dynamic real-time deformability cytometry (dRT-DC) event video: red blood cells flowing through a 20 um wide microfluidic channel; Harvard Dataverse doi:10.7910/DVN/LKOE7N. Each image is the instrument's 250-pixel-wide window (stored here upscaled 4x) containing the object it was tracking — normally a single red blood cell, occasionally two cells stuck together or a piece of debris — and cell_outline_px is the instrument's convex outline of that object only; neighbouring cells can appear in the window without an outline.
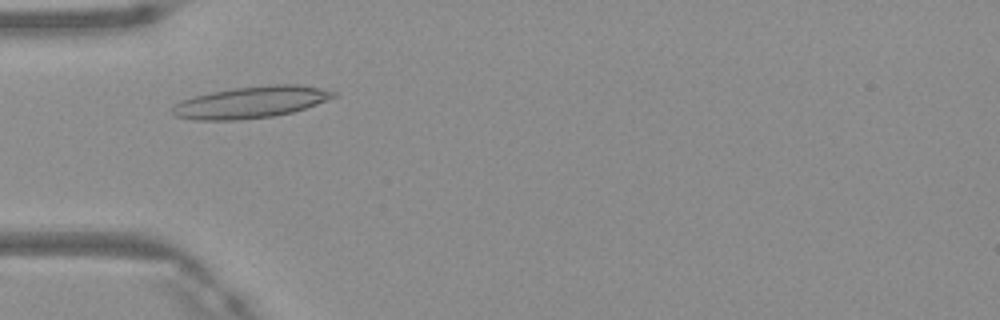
{"species": "Egyptian fruit bat (a non-hibernating species)", "species_latin": "Rousettus aegyptiacus", "temperature_condition": "warm", "stored_images_in_passage": 42, "camera_frame_rate_fps": 3000, "um_per_image_px": 0.085, "frame": {"image": 1, "passage_image": 9, "time_ms": 2.667, "image_size_px": [1000, 320], "cell_outline_px": [[336, 96], [316, 104], [292, 112], [272, 116], [236, 120], [196, 120], [176, 116], [172, 112], [172, 108], [180, 100], [192, 96], [232, 88], [268, 84], [296, 84], [320, 88], [336, 92]], "centroid_in_image_um": [21.3, 8.68], "position_along_channel_um": 63.7, "area_um2": 29.59}}
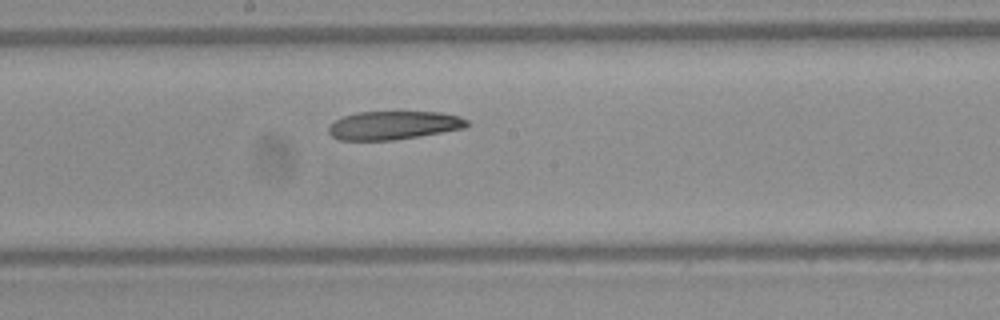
{"frame": {"image": 2, "passage_image": 20, "time_ms": 6.333, "image_size_px": [1000, 320], "cell_outline_px": [[468, 124], [464, 128], [392, 140], [340, 140], [332, 136], [328, 132], [328, 128], [336, 120], [344, 116], [356, 112], [440, 112], [460, 116], [468, 120]], "centroid_in_image_um": [33.44, 10.64], "position_along_channel_um": 214.8, "area_um2": 22.66}}
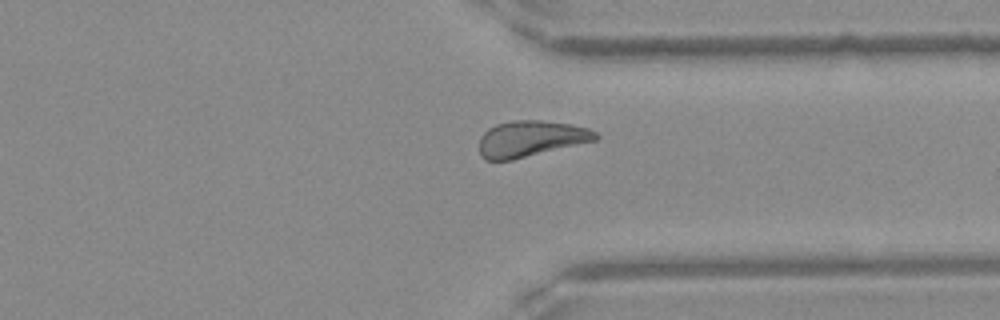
{"frame": {"image": 3, "passage_image": 31, "time_ms": 10.0, "image_size_px": [1000, 320], "cell_outline_px": [[600, 136], [596, 140], [512, 160], [484, 160], [480, 156], [480, 136], [488, 128], [496, 124], [512, 120], [540, 120], [572, 124], [588, 128], [596, 132]], "centroid_in_image_um": [45.1, 11.78], "position_along_channel_um": 366.3, "area_um2": 24.51}, "authors_computed_cell_mechanics": {"area_um2": 24.9696, "velocity_mm_per_s": 4.1405, "shape_relaxation_time_tau1_ms": 10.3147, "shape_relaxation_time_tau2_ms": null, "deformation_change_tau1": 0.2375, "deformation_change_tau2": null}}